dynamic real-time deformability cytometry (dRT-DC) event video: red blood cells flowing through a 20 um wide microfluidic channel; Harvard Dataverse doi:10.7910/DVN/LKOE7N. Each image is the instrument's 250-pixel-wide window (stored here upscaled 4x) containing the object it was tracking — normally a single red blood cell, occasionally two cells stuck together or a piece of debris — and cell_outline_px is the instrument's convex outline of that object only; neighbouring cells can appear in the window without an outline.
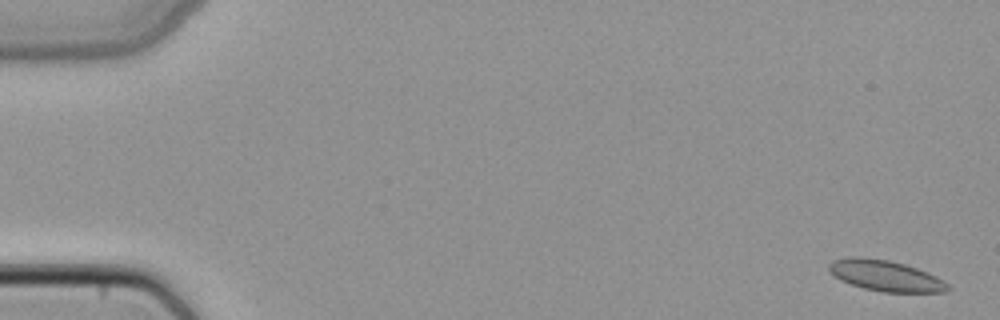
{"species": "common noctule bat (a hibernating species)", "species_latin": "Nyctalus noctula", "temperature_condition": "cold", "stored_images_in_passage": 4, "camera_frame_rate_fps": 3000, "um_per_image_px": 0.085, "animal": {"sex": "female", "body_mass_g": 22.7, "forearm_length_mm": 54.2}, "frame": {"image": 1, "passage_image": 1, "time_ms": 0.0, "image_size_px": [1000, 320], "cell_outline_px": [[952, 288], [948, 292], [884, 292], [864, 288], [840, 280], [828, 268], [828, 264], [832, 260], [852, 256], [860, 256], [888, 260], [904, 264], [916, 268], [936, 276], [948, 284]], "centroid_in_image_um": [75.28, 23.43], "position_along_channel_um": 9.7, "area_um2": 21.27}}